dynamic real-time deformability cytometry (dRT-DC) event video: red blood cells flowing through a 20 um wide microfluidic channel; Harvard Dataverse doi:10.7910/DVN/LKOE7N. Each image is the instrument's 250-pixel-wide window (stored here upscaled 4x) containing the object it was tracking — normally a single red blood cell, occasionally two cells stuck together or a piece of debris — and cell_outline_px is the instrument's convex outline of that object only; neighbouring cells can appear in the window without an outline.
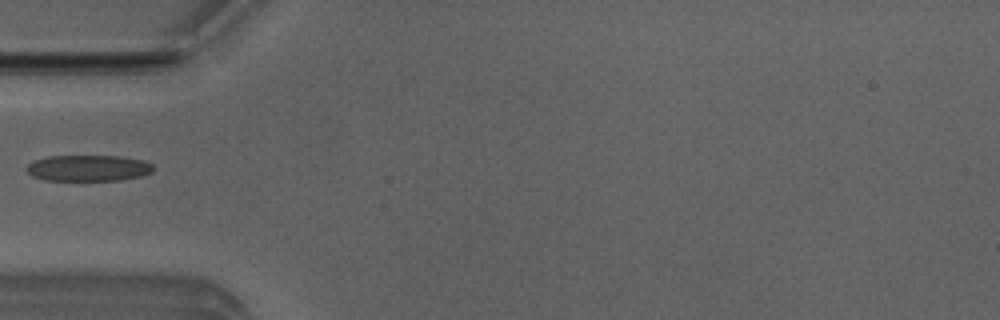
{"species": "Egyptian fruit bat (a non-hibernating species)", "species_latin": "Rousettus aegyptiacus", "temperature_condition": "room temperature", "stored_images_in_passage": 2, "camera_frame_rate_fps": 3000, "um_per_image_px": 0.085, "animal": {"sex": "male"}, "frame": {"image": 1, "passage_image": 2, "time_ms": 0.333, "image_size_px": [1000, 320], "cell_outline_px": [[152, 172], [140, 176], [120, 180], [44, 180], [32, 176], [24, 168], [28, 164], [36, 160], [48, 156], [120, 156], [144, 160], [152, 164]], "centroid_in_image_um": [7.49, 14.28], "position_along_channel_um": 77.5, "area_um2": 19.25}}